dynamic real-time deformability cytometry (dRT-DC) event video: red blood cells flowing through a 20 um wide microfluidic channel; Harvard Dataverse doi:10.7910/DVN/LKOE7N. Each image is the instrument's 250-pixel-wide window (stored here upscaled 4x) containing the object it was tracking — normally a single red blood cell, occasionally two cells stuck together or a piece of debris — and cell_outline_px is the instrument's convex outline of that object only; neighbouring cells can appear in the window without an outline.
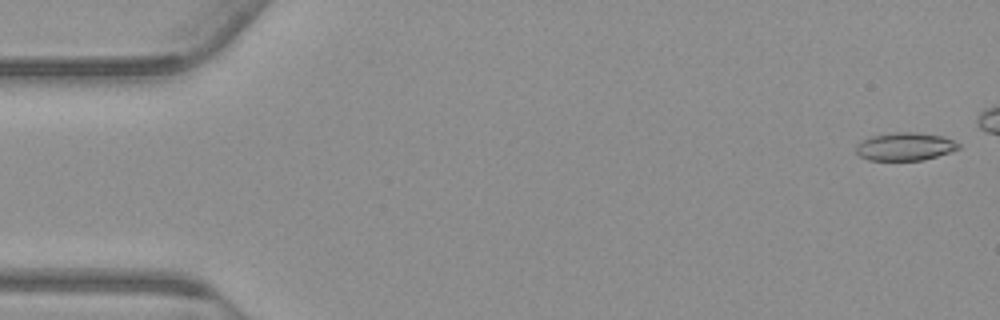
{"species": "common noctule bat (a hibernating species)", "species_latin": "Nyctalus noctula", "temperature_condition": "warm", "stored_images_in_passage": 45, "camera_frame_rate_fps": 3000, "um_per_image_px": 0.085, "animal": {"sex": "male", "body_mass_g": 23.1, "forearm_length_mm": 52.7}, "frame": {"image": 1, "passage_image": 2, "time_ms": 0.333, "image_size_px": [1000, 320], "cell_outline_px": [[960, 148], [924, 160], [868, 160], [860, 156], [856, 152], [856, 144], [860, 140], [868, 136], [896, 132], [916, 132], [944, 136], [960, 144]], "centroid_in_image_um": [76.88, 12.44], "position_along_channel_um": 8.1, "area_um2": 16.82}}
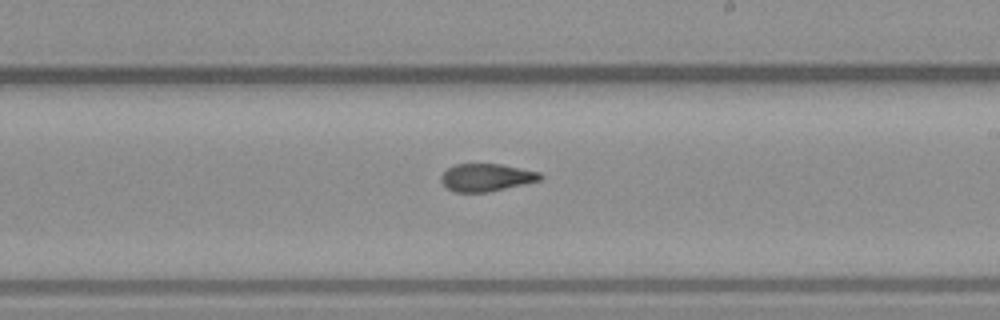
{"frame": {"image": 2, "passage_image": 32, "time_ms": 10.333, "image_size_px": [1000, 320], "cell_outline_px": [[544, 176], [540, 180], [524, 184], [488, 192], [456, 192], [448, 188], [440, 180], [440, 176], [448, 168], [456, 164], [500, 164], [540, 172]], "centroid_in_image_um": [41.35, 15.08], "position_along_channel_um": 247.7, "area_um2": 15.84}}
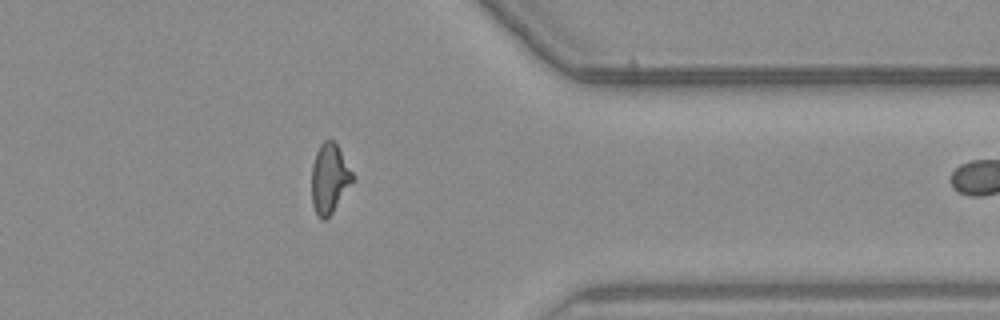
{"frame": {"image": 3, "passage_image": 44, "time_ms": 14.333, "image_size_px": [1000, 320], "cell_outline_px": [[356, 180], [332, 212], [324, 220], [320, 220], [316, 216], [312, 204], [312, 164], [316, 152], [320, 144], [324, 140], [332, 140], [336, 144], [356, 176]], "centroid_in_image_um": [28.03, 15.2], "position_along_channel_um": 383.4, "area_um2": 16.94}}